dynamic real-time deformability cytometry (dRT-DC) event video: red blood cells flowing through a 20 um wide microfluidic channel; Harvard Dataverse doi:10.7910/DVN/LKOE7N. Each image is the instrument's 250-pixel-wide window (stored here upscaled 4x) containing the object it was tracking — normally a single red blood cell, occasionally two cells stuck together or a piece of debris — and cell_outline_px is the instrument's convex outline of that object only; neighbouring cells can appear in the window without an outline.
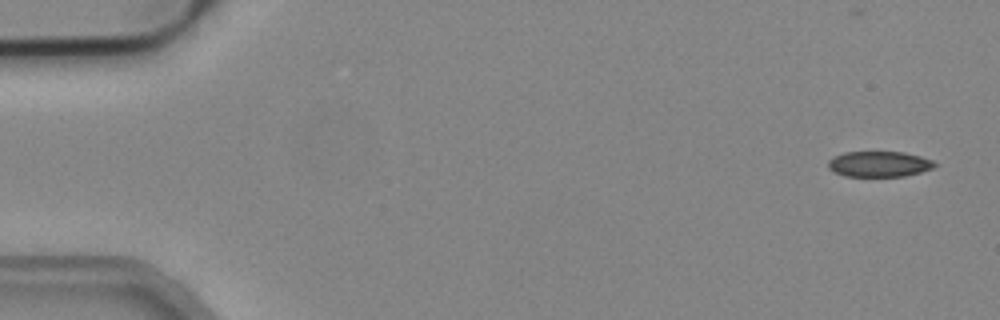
{"species": "common noctule bat (a hibernating species)", "species_latin": "Nyctalus noctula", "temperature_condition": "cold", "stored_images_in_passage": 4, "camera_frame_rate_fps": 3000, "um_per_image_px": 0.085, "animal": {"sex": "male", "body_mass_g": 19.2, "forearm_length_mm": 51.8}, "frame": {"image": 1, "passage_image": 1, "time_ms": 0.0, "image_size_px": [1000, 320], "cell_outline_px": [[940, 164], [932, 168], [920, 172], [904, 176], [844, 176], [828, 168], [828, 160], [844, 152], [904, 152], [920, 156], [932, 160]], "centroid_in_image_um": [74.75, 13.94], "position_along_channel_um": 10.2, "area_um2": 15.84}}
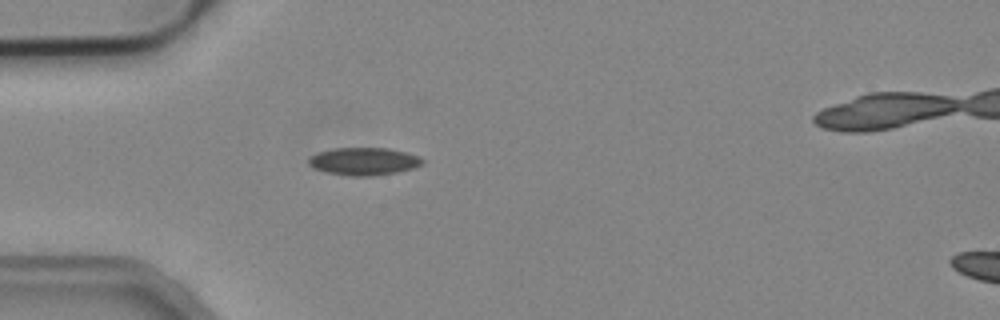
{"frame": {"image": 2, "passage_image": 4, "time_ms": 1.0, "image_size_px": [1000, 320], "cell_outline_px": [[424, 164], [412, 168], [396, 172], [372, 176], [352, 176], [328, 172], [312, 168], [308, 164], [308, 156], [316, 152], [332, 148], [388, 148], [408, 152], [420, 156], [424, 160]], "centroid_in_image_um": [30.91, 13.7], "position_along_channel_um": 54.1, "area_um2": 18.55}}